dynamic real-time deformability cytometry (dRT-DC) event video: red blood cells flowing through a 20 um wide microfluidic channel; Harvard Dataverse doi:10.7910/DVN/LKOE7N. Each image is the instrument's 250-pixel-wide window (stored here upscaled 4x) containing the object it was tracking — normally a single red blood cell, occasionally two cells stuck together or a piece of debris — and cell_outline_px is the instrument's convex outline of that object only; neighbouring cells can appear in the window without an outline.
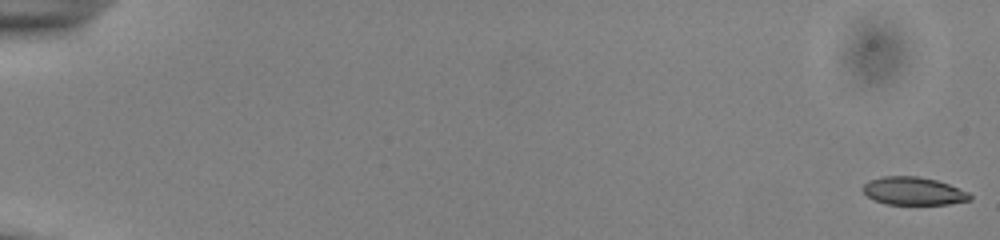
{"species": "common noctule bat (a hibernating species)", "species_latin": "Nyctalus noctula", "temperature_condition": "cold", "stored_images_in_passage": 55, "camera_frame_rate_fps": 3000, "um_per_image_px": 0.085, "animal": {"sex": "male", "body_mass_g": 13.0, "forearm_length_mm": 53.1}, "frame": {"image": 1, "passage_image": 1, "time_ms": 0.0, "image_size_px": [1000, 240], "cell_outline_px": [[972, 200], [948, 204], [888, 204], [876, 200], [868, 196], [860, 188], [868, 180], [884, 176], [916, 176], [936, 180], [948, 184], [968, 192], [972, 196]], "centroid_in_image_um": [77.64, 16.23], "position_along_channel_um": 7.4, "area_um2": 17.34}}
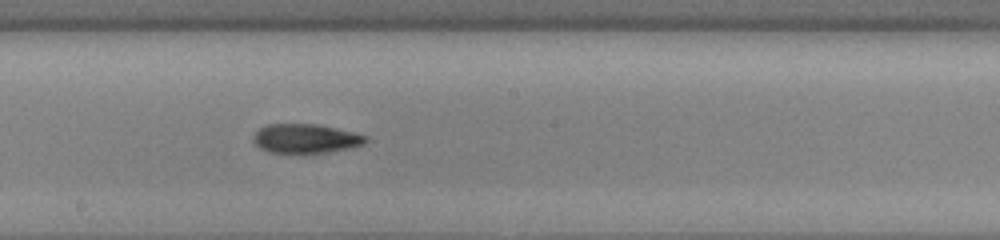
{"frame": {"image": 2, "passage_image": 32, "time_ms": 10.333, "image_size_px": [1000, 240], "cell_outline_px": [[368, 140], [364, 144], [348, 148], [324, 152], [268, 152], [260, 148], [252, 140], [252, 136], [260, 128], [268, 124], [316, 124], [336, 128], [368, 136]], "centroid_in_image_um": [25.96, 11.76], "position_along_channel_um": 222.2, "area_um2": 18.84}}
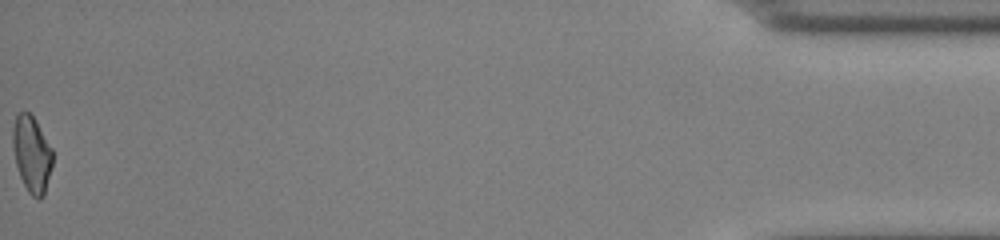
{"frame": {"image": 3, "passage_image": 55, "time_ms": 18.0, "image_size_px": [1000, 240], "cell_outline_px": [[52, 164], [44, 196], [32, 196], [28, 192], [20, 176], [16, 164], [12, 144], [12, 128], [16, 116], [20, 112], [28, 112], [36, 120], [52, 148]], "centroid_in_image_um": [2.69, 13.06], "position_along_channel_um": 432.5, "area_um2": 17.51}, "authors_computed_cell_mechanics": {"area_um2": 18.5538, "velocity_mm_per_s": 3.905, "shape_relaxation_time_tau1_ms": 3.6737, "shape_relaxation_time_tau2_ms": 3.3603, "deformation_change_tau1": 0.1115, "deformation_change_tau2": 0.1079}}